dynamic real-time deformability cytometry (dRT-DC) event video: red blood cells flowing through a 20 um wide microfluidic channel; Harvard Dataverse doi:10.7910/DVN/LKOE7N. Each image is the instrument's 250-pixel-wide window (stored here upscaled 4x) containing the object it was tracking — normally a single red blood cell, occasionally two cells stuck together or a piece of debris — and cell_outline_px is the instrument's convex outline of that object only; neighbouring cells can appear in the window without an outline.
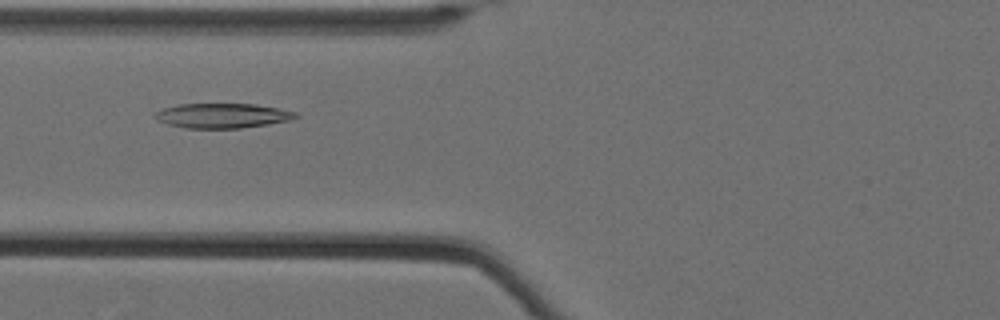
{"species": "Egyptian fruit bat (a non-hibernating species)", "species_latin": "Rousettus aegyptiacus", "temperature_condition": "cold", "stored_images_in_passage": 34, "camera_frame_rate_fps": 3000, "um_per_image_px": 0.085, "animal": {"sex": "female"}, "frame": {"image": 1, "passage_image": 19, "time_ms": 6.0, "image_size_px": [1000, 320], "cell_outline_px": [[300, 116], [292, 120], [268, 124], [240, 128], [184, 128], [168, 124], [156, 120], [152, 116], [160, 108], [180, 104], [256, 104], [296, 112]], "centroid_in_image_um": [18.87, 9.83], "position_along_channel_um": 106.9, "area_um2": 20.4}}
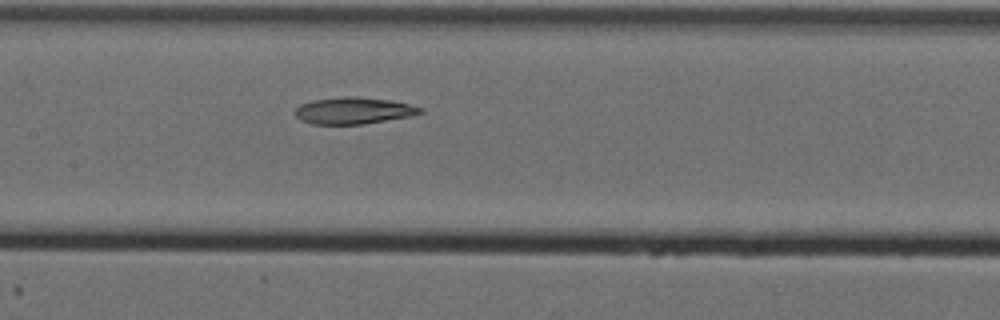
{"frame": {"image": 2, "passage_image": 25, "time_ms": 8.0, "image_size_px": [1000, 320], "cell_outline_px": [[424, 112], [412, 116], [364, 124], [312, 124], [300, 120], [292, 112], [300, 104], [312, 100], [344, 96], [352, 96], [388, 100], [408, 104], [424, 108]], "centroid_in_image_um": [30.03, 9.41], "position_along_channel_um": 177.4, "area_um2": 19.59}}
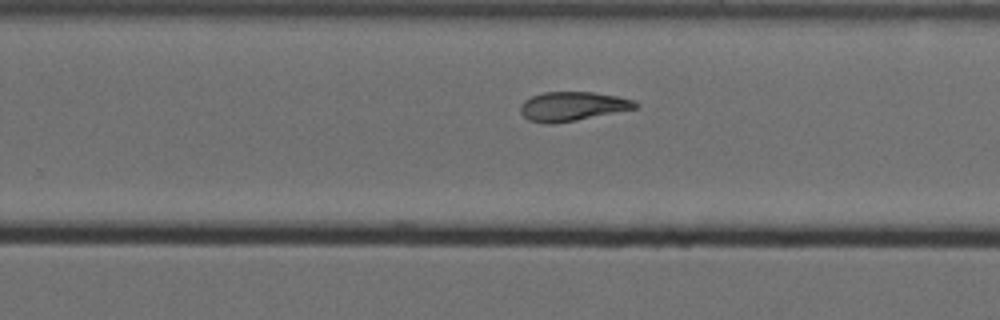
{"frame": {"image": 3, "passage_image": 34, "time_ms": 11.0, "image_size_px": [1000, 320], "cell_outline_px": [[640, 104], [636, 108], [576, 120], [552, 124], [544, 124], [528, 120], [520, 112], [520, 104], [524, 100], [532, 96], [544, 92], [592, 92], [616, 96], [632, 100]], "centroid_in_image_um": [48.61, 9.04], "position_along_channel_um": 281.2, "area_um2": 19.42}}